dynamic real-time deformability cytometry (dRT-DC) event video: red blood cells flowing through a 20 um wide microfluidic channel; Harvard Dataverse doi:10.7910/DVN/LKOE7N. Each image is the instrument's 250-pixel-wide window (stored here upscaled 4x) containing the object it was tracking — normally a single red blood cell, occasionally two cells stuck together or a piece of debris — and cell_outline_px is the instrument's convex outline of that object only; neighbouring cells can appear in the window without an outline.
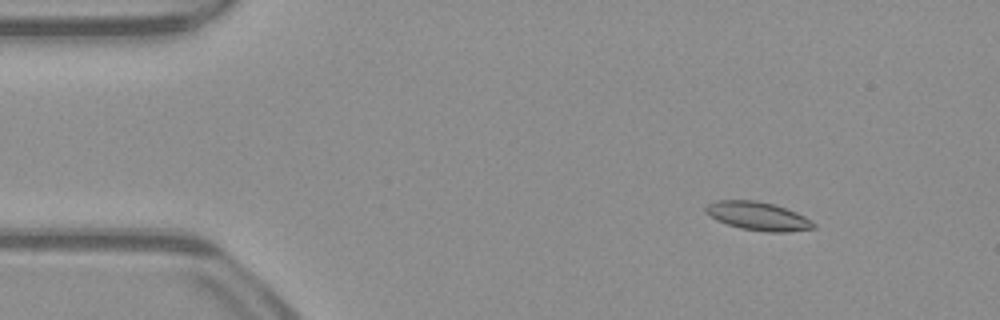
{"species": "common noctule bat (a hibernating species)", "species_latin": "Nyctalus noctula", "temperature_condition": "warm", "stored_images_in_passage": 53, "camera_frame_rate_fps": 3000, "um_per_image_px": 0.085, "animal": {"sex": "male", "body_mass_g": 23.1, "forearm_length_mm": 52.7}, "frame": {"image": 1, "passage_image": 7, "time_ms": 2.0, "image_size_px": [1000, 320], "cell_outline_px": [[816, 228], [788, 232], [768, 232], [740, 228], [716, 220], [708, 216], [704, 212], [704, 208], [708, 204], [716, 200], [756, 200], [776, 204], [796, 212], [812, 220], [816, 224]], "centroid_in_image_um": [64.43, 18.36], "position_along_channel_um": 20.6, "area_um2": 18.15}}
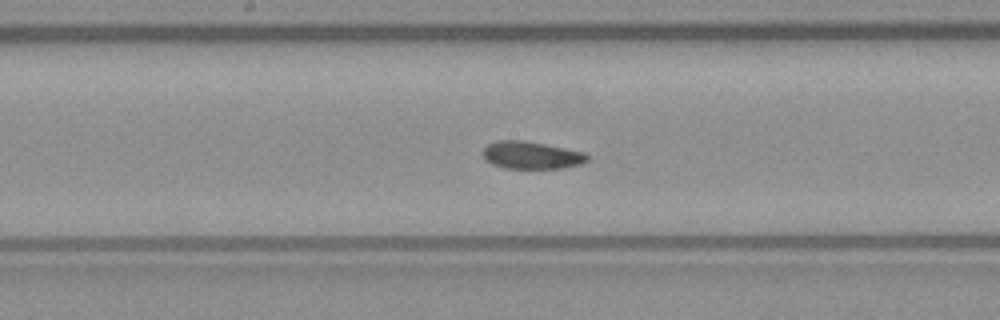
{"frame": {"image": 2, "passage_image": 27, "time_ms": 8.667, "image_size_px": [1000, 320], "cell_outline_px": [[588, 160], [580, 164], [564, 168], [504, 168], [492, 164], [484, 160], [484, 148], [488, 144], [496, 140], [524, 140], [584, 152], [588, 156]], "centroid_in_image_um": [45.15, 13.19], "position_along_channel_um": 203.1, "area_um2": 16.65}}
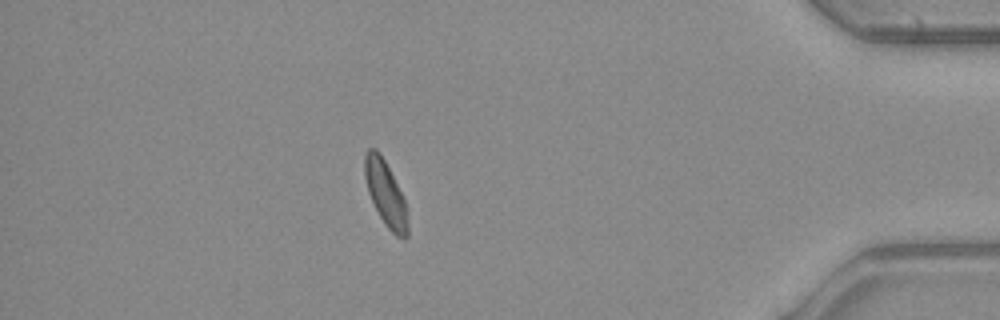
{"frame": {"image": 3, "passage_image": 46, "time_ms": 15.0, "image_size_px": [1000, 320], "cell_outline_px": [[408, 236], [396, 236], [384, 224], [368, 192], [364, 176], [364, 152], [368, 148], [376, 148], [380, 152], [404, 196], [408, 208]], "centroid_in_image_um": [32.78, 16.41], "position_along_channel_um": 402.4, "area_um2": 16.53}, "authors_computed_cell_mechanics": {"area_um2": 17.2244, "velocity_mm_per_s": 3.9534, "shape_relaxation_time_tau1_ms": 5.3289, "shape_relaxation_time_tau2_ms": 4.9346, "deformation_change_tau1": 0.1164, "deformation_change_tau2": 0.1155}}